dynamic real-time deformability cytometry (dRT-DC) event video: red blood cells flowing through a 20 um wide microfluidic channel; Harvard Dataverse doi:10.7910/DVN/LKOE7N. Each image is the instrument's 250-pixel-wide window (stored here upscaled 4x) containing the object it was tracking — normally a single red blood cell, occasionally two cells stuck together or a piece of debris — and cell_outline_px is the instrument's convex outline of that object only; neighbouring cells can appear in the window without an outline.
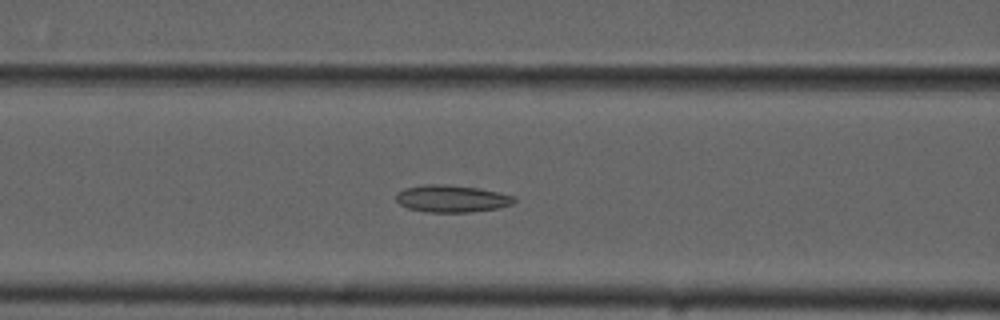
{"species": "common noctule bat (a hibernating species)", "species_latin": "Nyctalus noctula", "temperature_condition": "cold", "stored_images_in_passage": 46, "camera_frame_rate_fps": 3000, "um_per_image_px": 0.085, "animal": {"sex": "male", "forearm_length_mm": 52.5}, "frame": {"image": 1, "passage_image": 14, "time_ms": 4.333, "image_size_px": [1000, 320], "cell_outline_px": [[516, 200], [512, 204], [496, 208], [468, 212], [428, 212], [408, 208], [400, 204], [396, 200], [396, 192], [404, 188], [428, 184], [444, 184], [480, 188], [500, 192], [516, 196]], "centroid_in_image_um": [38.4, 16.87], "position_along_channel_um": 128.2, "area_um2": 18.73}}
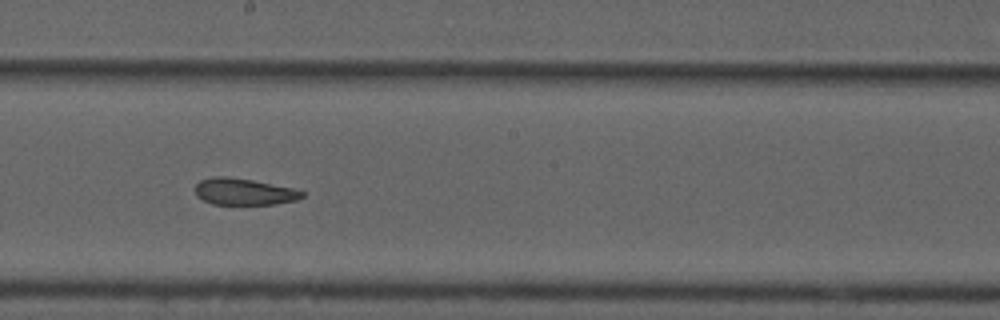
{"frame": {"image": 2, "passage_image": 22, "time_ms": 7.0, "image_size_px": [1000, 320], "cell_outline_px": [[308, 192], [304, 196], [296, 200], [276, 204], [212, 204], [196, 196], [196, 184], [200, 180], [212, 176], [224, 176], [252, 180], [292, 188]], "centroid_in_image_um": [20.75, 16.29], "position_along_channel_um": 227.4, "area_um2": 16.59}}
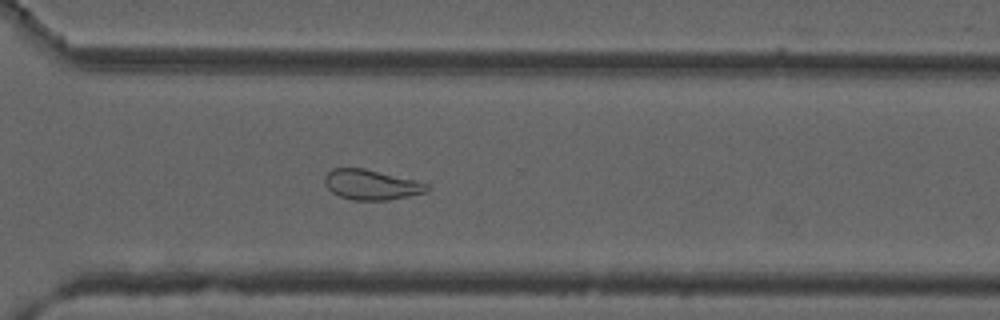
{"frame": {"image": 3, "passage_image": 31, "time_ms": 10.0, "image_size_px": [1000, 320], "cell_outline_px": [[432, 188], [428, 192], [388, 200], [352, 200], [340, 196], [332, 192], [324, 184], [324, 176], [332, 168], [364, 168], [428, 184]], "centroid_in_image_um": [31.54, 15.71], "position_along_channel_um": 339.1, "area_um2": 17.86}, "authors_computed_cell_mechanics": {"area_um2": 19.7387, "velocity_mm_per_s": 3.7259, "shape_relaxation_time_tau1_ms": null, "shape_relaxation_time_tau2_ms": 3.4619, "deformation_change_tau1": null, "deformation_change_tau2": 0.1034}}